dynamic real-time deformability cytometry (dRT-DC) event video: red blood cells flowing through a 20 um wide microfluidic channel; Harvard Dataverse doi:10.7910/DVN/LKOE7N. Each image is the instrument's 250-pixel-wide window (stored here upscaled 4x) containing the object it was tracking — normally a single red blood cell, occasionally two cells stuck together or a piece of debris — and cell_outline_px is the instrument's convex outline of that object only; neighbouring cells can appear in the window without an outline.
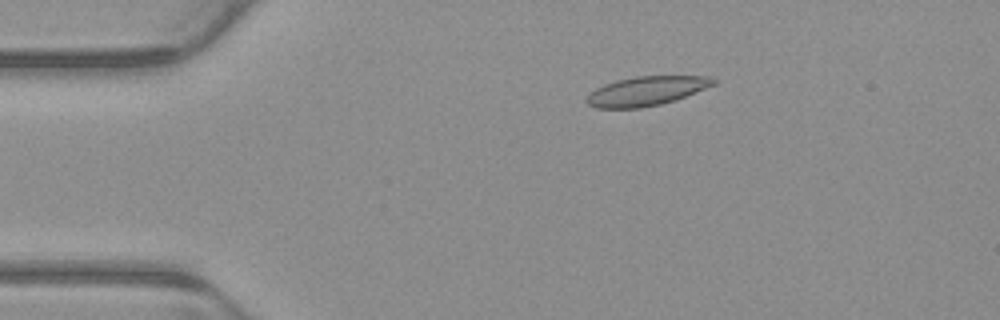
{"species": "common noctule bat (a hibernating species)", "species_latin": "Nyctalus noctula", "temperature_condition": "warm", "stored_images_in_passage": 5, "camera_frame_rate_fps": 3000, "um_per_image_px": 0.085, "animal": {"sex": "male", "body_mass_g": 23.1, "forearm_length_mm": 52.7}, "frame": {"image": 1, "passage_image": 3, "time_ms": 0.667, "image_size_px": [1000, 320], "cell_outline_px": [[720, 80], [716, 84], [676, 100], [660, 104], [640, 108], [596, 108], [588, 104], [588, 96], [596, 88], [604, 84], [616, 80], [636, 76], [712, 76]], "centroid_in_image_um": [55.01, 7.72], "position_along_channel_um": 30.0, "area_um2": 21.62}}
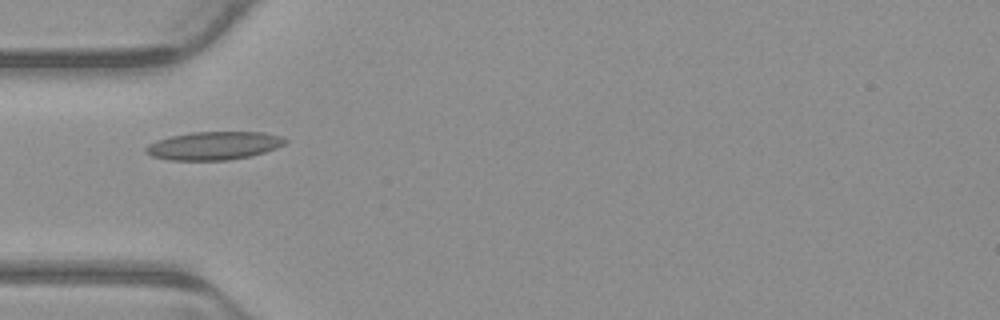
{"frame": {"image": 2, "passage_image": 5, "time_ms": 1.333, "image_size_px": [1000, 320], "cell_outline_px": [[288, 140], [284, 144], [276, 148], [252, 156], [228, 160], [168, 160], [152, 156], [144, 152], [144, 148], [148, 144], [156, 140], [172, 136], [192, 132], [264, 132], [280, 136]], "centroid_in_image_um": [18.16, 12.38], "position_along_channel_um": 66.8, "area_um2": 22.95}}